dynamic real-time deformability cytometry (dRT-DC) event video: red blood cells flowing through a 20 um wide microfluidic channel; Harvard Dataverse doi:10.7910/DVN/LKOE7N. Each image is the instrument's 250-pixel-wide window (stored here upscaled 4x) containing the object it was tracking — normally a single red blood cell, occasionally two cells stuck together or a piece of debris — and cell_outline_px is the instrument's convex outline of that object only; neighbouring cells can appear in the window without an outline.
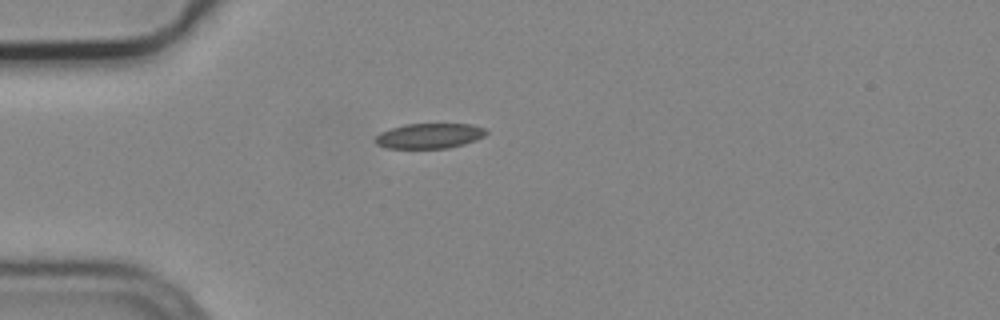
{"species": "common noctule bat (a hibernating species)", "species_latin": "Nyctalus noctula", "temperature_condition": "cold", "stored_images_in_passage": 4, "camera_frame_rate_fps": 3000, "um_per_image_px": 0.085, "animal": {"sex": "male", "body_mass_g": 19.2, "forearm_length_mm": 51.8}, "frame": {"image": 1, "passage_image": 1, "time_ms": 0.0, "image_size_px": [1000, 320], "cell_outline_px": [[488, 132], [484, 136], [476, 140], [464, 144], [448, 148], [388, 148], [376, 144], [376, 136], [380, 132], [404, 124], [472, 124], [488, 128]], "centroid_in_image_um": [36.55, 11.54], "position_along_channel_um": 48.5, "area_um2": 16.3}}
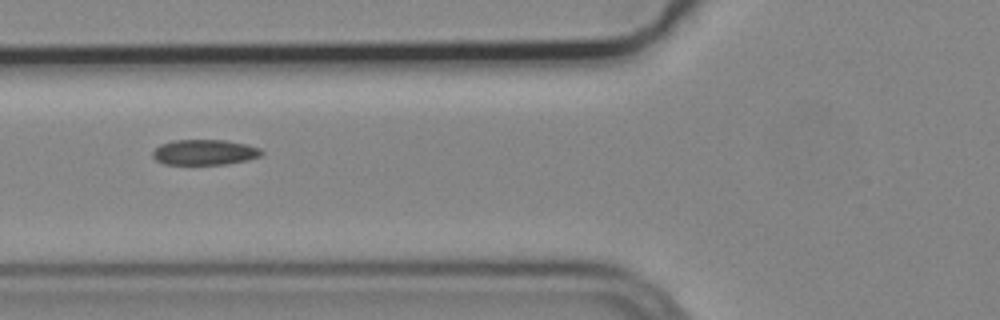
{"frame": {"image": 2, "passage_image": 3, "time_ms": 0.667, "image_size_px": [1000, 320], "cell_outline_px": [[264, 152], [260, 156], [248, 160], [228, 164], [164, 164], [156, 160], [152, 156], [152, 152], [160, 144], [172, 140], [224, 140], [244, 144], [260, 148]], "centroid_in_image_um": [17.38, 12.94], "position_along_channel_um": 108.4, "area_um2": 16.13}}
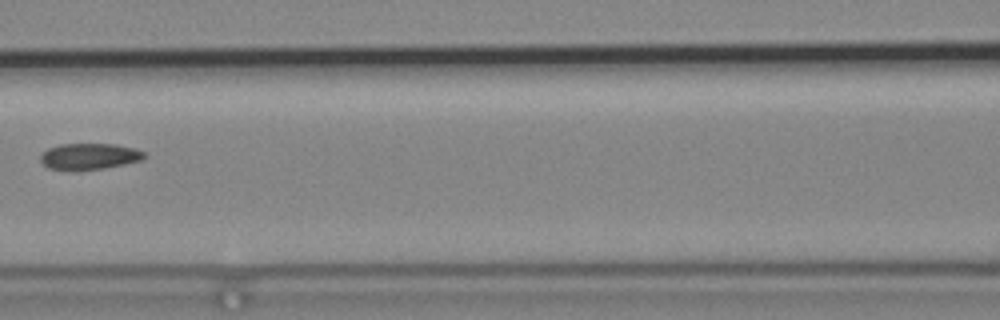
{"frame": {"image": 3, "passage_image": 4, "time_ms": 1.0, "image_size_px": [1000, 320], "cell_outline_px": [[144, 156], [140, 160], [124, 164], [104, 168], [76, 172], [68, 172], [48, 168], [40, 160], [40, 156], [48, 148], [60, 144], [116, 144], [136, 148], [144, 152]], "centroid_in_image_um": [7.54, 13.32], "position_along_channel_um": 159.1, "area_um2": 16.18}}